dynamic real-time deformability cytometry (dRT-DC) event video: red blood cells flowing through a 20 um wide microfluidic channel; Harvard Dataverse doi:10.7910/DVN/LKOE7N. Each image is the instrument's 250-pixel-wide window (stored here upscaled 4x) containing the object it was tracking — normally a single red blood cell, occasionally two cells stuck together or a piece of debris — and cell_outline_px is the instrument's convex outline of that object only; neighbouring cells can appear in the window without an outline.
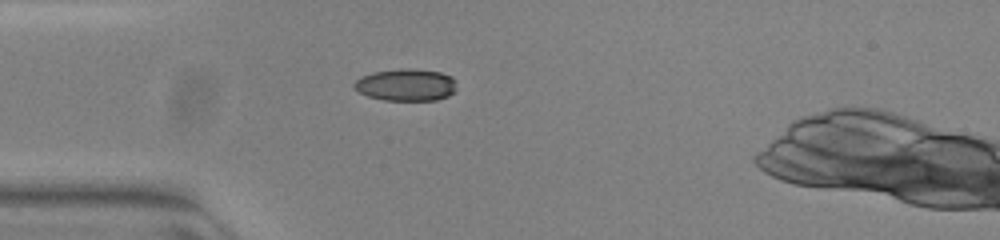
{"species": "common noctule bat (a hibernating species)", "species_latin": "Nyctalus noctula", "temperature_condition": "warm", "stored_images_in_passage": 37, "camera_frame_rate_fps": 3000, "um_per_image_px": 0.085, "animal": {"sex": "female", "body_mass_g": 23.0, "forearm_length_mm": 53.4}, "frame": {"image": 1, "passage_image": 1, "time_ms": 0.0, "image_size_px": [1000, 240], "cell_outline_px": [[456, 88], [448, 96], [436, 100], [384, 100], [368, 96], [352, 88], [352, 84], [360, 76], [372, 72], [400, 68], [408, 68], [440, 72], [452, 76], [456, 80]], "centroid_in_image_um": [34.49, 7.2], "position_along_channel_um": 50.5, "area_um2": 19.36}}
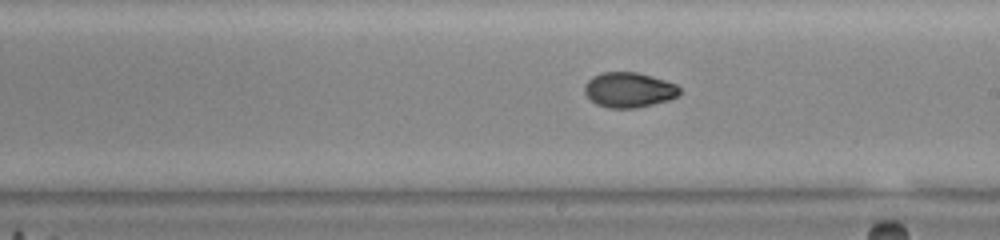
{"frame": {"image": 2, "passage_image": 16, "time_ms": 5.0, "image_size_px": [1000, 240], "cell_outline_px": [[680, 92], [676, 96], [668, 100], [636, 108], [608, 108], [596, 104], [584, 92], [584, 84], [592, 76], [600, 72], [636, 72], [652, 76], [676, 84], [680, 88]], "centroid_in_image_um": [53.43, 7.63], "position_along_channel_um": 235.6, "area_um2": 19.42}}
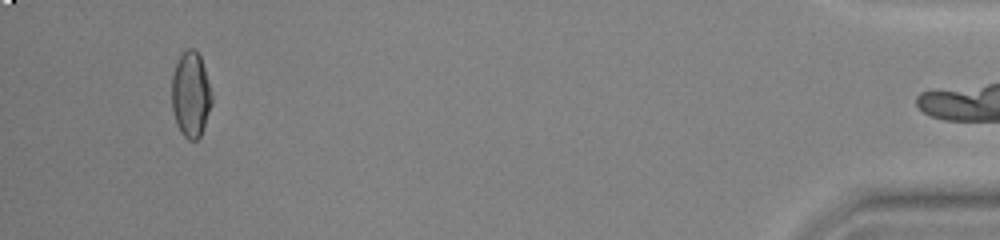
{"frame": {"image": 3, "passage_image": 36, "time_ms": 11.667, "image_size_px": [1000, 240], "cell_outline_px": [[212, 104], [200, 136], [196, 140], [188, 140], [180, 132], [176, 124], [172, 108], [172, 76], [176, 64], [180, 56], [188, 48], [196, 48], [200, 56], [204, 68], [212, 96]], "centroid_in_image_um": [16.21, 8.05], "position_along_channel_um": 419.0, "area_um2": 19.83}, "authors_computed_cell_mechanics": {"area_um2": 19.5942, "velocity_mm_per_s": 3.9196, "shape_relaxation_time_tau1_ms": null, "shape_relaxation_time_tau2_ms": 2.0974, "deformation_change_tau1": null, "deformation_change_tau2": 0.0473}}